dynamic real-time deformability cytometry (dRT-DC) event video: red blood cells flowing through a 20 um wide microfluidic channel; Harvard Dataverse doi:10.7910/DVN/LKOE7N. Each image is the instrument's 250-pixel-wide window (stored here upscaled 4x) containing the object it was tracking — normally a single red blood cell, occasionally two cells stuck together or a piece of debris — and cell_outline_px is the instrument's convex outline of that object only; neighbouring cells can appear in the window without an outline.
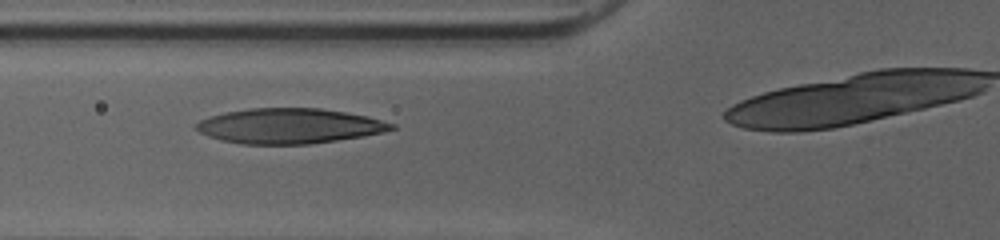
{"species": "human", "species_latin": "Homo sapiens", "temperature_condition": "cold", "stored_images_in_passage": 25, "camera_frame_rate_fps": 3000, "um_per_image_px": 0.085, "donor": {"sex": "female"}, "frame": {"image": 1, "passage_image": 12, "time_ms": 3.667, "image_size_px": [1000, 240], "cell_outline_px": [[396, 128], [364, 136], [308, 144], [240, 144], [220, 140], [208, 136], [200, 132], [196, 128], [196, 124], [200, 120], [224, 112], [248, 108], [320, 108], [368, 116], [396, 124]], "centroid_in_image_um": [24.58, 10.7], "position_along_channel_um": 101.2, "area_um2": 39.88}}
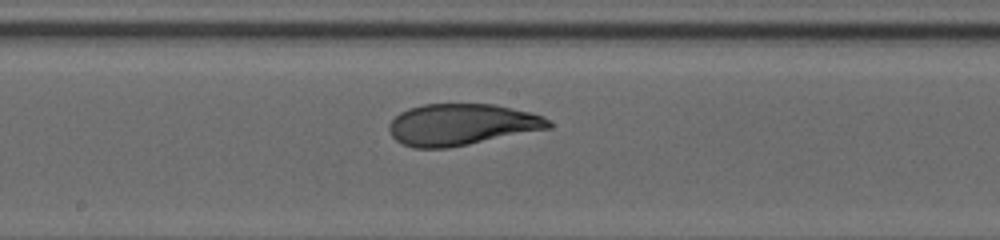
{"frame": {"image": 2, "passage_image": 20, "time_ms": 6.333, "image_size_px": [1000, 240], "cell_outline_px": [[552, 128], [448, 148], [412, 148], [396, 140], [392, 136], [388, 128], [388, 124], [400, 112], [408, 108], [424, 104], [496, 104], [532, 112], [544, 116], [552, 124]], "centroid_in_image_um": [39.25, 10.58], "position_along_channel_um": 208.9, "area_um2": 38.78}}
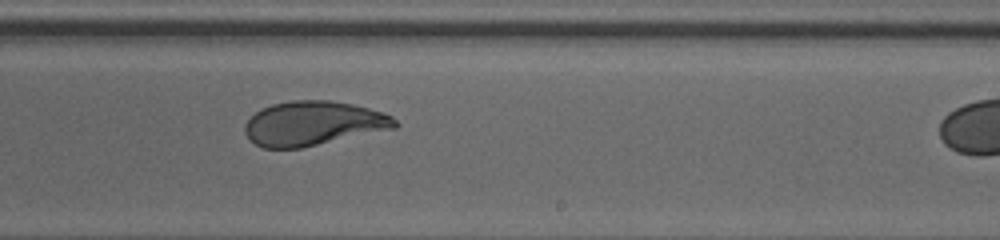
{"frame": {"image": 3, "passage_image": 24, "time_ms": 7.667, "image_size_px": [1000, 240], "cell_outline_px": [[400, 124], [396, 128], [300, 148], [264, 148], [248, 140], [244, 132], [244, 124], [260, 108], [272, 104], [292, 100], [328, 100], [352, 104], [368, 108], [392, 116]], "centroid_in_image_um": [26.6, 10.49], "position_along_channel_um": 262.4, "area_um2": 38.78}}